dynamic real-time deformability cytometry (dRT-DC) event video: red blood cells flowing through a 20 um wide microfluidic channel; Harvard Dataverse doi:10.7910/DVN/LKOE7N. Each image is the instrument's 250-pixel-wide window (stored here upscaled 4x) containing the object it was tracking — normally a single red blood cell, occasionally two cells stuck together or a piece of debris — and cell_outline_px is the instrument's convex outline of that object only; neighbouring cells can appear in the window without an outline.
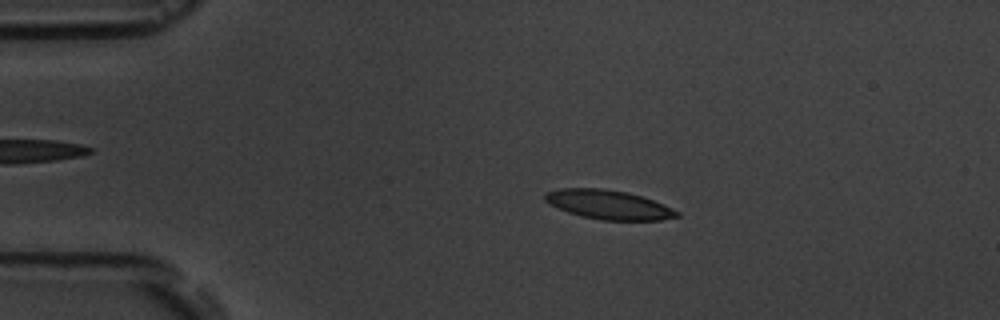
{"species": "common noctule bat (a hibernating species)", "species_latin": "Nyctalus noctula", "temperature_condition": "room temperature", "stored_images_in_passage": 16, "camera_frame_rate_fps": 3000, "um_per_image_px": 0.085, "animal": {"sex": "male", "body_mass_g": 19.5, "forearm_length_mm": 54.6}, "frame": {"image": 1, "passage_image": 3, "time_ms": 2.333, "image_size_px": [1000, 320], "cell_outline_px": [[680, 216], [660, 220], [600, 220], [580, 216], [568, 212], [544, 200], [544, 192], [560, 188], [604, 188], [628, 192], [664, 204], [680, 212]], "centroid_in_image_um": [51.73, 17.39], "position_along_channel_um": 33.3, "area_um2": 22.43}}
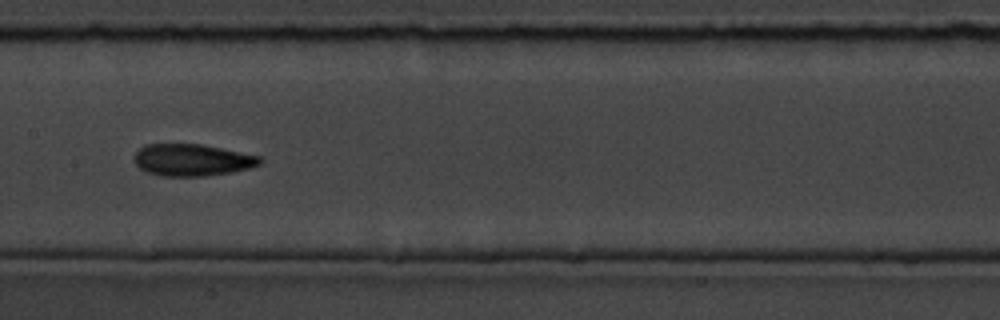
{"frame": {"image": 2, "passage_image": 8, "time_ms": 8.0, "image_size_px": [1000, 320], "cell_outline_px": [[264, 160], [260, 164], [248, 168], [232, 172], [204, 176], [164, 176], [148, 172], [140, 168], [136, 164], [136, 152], [144, 144], [204, 144], [260, 156]], "centroid_in_image_um": [16.37, 13.59], "position_along_channel_um": 191.0, "area_um2": 23.29}}
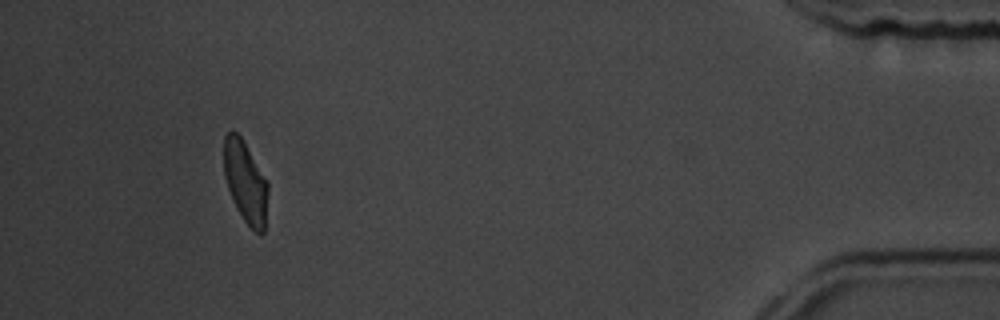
{"frame": {"image": 3, "passage_image": 15, "time_ms": 16.0, "image_size_px": [1000, 320], "cell_outline_px": [[268, 192], [264, 232], [260, 236], [244, 220], [228, 188], [224, 176], [224, 136], [232, 128], [244, 140], [268, 184]], "centroid_in_image_um": [20.86, 15.43], "position_along_channel_um": 414.3, "area_um2": 20.75}, "authors_computed_cell_mechanics": {"area_um2": 22.7732, "velocity_mm_per_s": 3.6122, "shape_relaxation_time_tau1_ms": 3.8017, "shape_relaxation_time_tau2_ms": 2.8353, "deformation_change_tau1": 0.1427, "deformation_change_tau2": 0.083}}